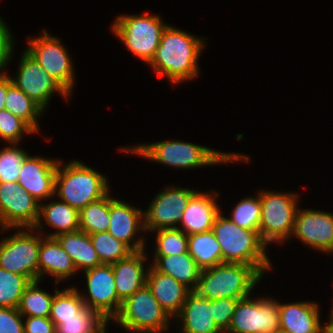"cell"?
<instances>
[{"instance_id":"obj_1","label":"cell","mask_w":333,"mask_h":333,"mask_svg":"<svg viewBox=\"0 0 333 333\" xmlns=\"http://www.w3.org/2000/svg\"><path fill=\"white\" fill-rule=\"evenodd\" d=\"M205 39L167 25L149 65L159 77L164 75L173 84L195 79L199 73L197 59L201 55Z\"/></svg>"},{"instance_id":"obj_2","label":"cell","mask_w":333,"mask_h":333,"mask_svg":"<svg viewBox=\"0 0 333 333\" xmlns=\"http://www.w3.org/2000/svg\"><path fill=\"white\" fill-rule=\"evenodd\" d=\"M120 150L139 154L141 157L174 168L191 169L235 161L249 162V157L237 153H222L209 147L179 140L161 141L150 144H138Z\"/></svg>"},{"instance_id":"obj_3","label":"cell","mask_w":333,"mask_h":333,"mask_svg":"<svg viewBox=\"0 0 333 333\" xmlns=\"http://www.w3.org/2000/svg\"><path fill=\"white\" fill-rule=\"evenodd\" d=\"M220 212L212 226L222 249L223 263H245L255 267L262 275L272 268L266 254L267 244L258 231L244 229Z\"/></svg>"},{"instance_id":"obj_4","label":"cell","mask_w":333,"mask_h":333,"mask_svg":"<svg viewBox=\"0 0 333 333\" xmlns=\"http://www.w3.org/2000/svg\"><path fill=\"white\" fill-rule=\"evenodd\" d=\"M59 160L55 178V194L61 201L80 212L91 202L106 196L109 191L107 178L80 161H71L61 167ZM62 168V169H61Z\"/></svg>"},{"instance_id":"obj_5","label":"cell","mask_w":333,"mask_h":333,"mask_svg":"<svg viewBox=\"0 0 333 333\" xmlns=\"http://www.w3.org/2000/svg\"><path fill=\"white\" fill-rule=\"evenodd\" d=\"M263 275L245 263H221L201 270L196 292L209 300L248 297Z\"/></svg>"},{"instance_id":"obj_6","label":"cell","mask_w":333,"mask_h":333,"mask_svg":"<svg viewBox=\"0 0 333 333\" xmlns=\"http://www.w3.org/2000/svg\"><path fill=\"white\" fill-rule=\"evenodd\" d=\"M166 26L159 16L146 13L119 15L111 28L127 49L149 64L156 54Z\"/></svg>"},{"instance_id":"obj_7","label":"cell","mask_w":333,"mask_h":333,"mask_svg":"<svg viewBox=\"0 0 333 333\" xmlns=\"http://www.w3.org/2000/svg\"><path fill=\"white\" fill-rule=\"evenodd\" d=\"M261 216L259 234L261 239L271 242L286 241L292 236L299 208L298 194L261 191ZM290 235V236H289Z\"/></svg>"},{"instance_id":"obj_8","label":"cell","mask_w":333,"mask_h":333,"mask_svg":"<svg viewBox=\"0 0 333 333\" xmlns=\"http://www.w3.org/2000/svg\"><path fill=\"white\" fill-rule=\"evenodd\" d=\"M169 314L154 298L146 284L122 302L121 309L113 319L122 328L138 333H160L169 327Z\"/></svg>"},{"instance_id":"obj_9","label":"cell","mask_w":333,"mask_h":333,"mask_svg":"<svg viewBox=\"0 0 333 333\" xmlns=\"http://www.w3.org/2000/svg\"><path fill=\"white\" fill-rule=\"evenodd\" d=\"M20 229L0 242V268L23 275L30 282L36 281L41 236L32 235L30 227L27 231L24 227Z\"/></svg>"},{"instance_id":"obj_10","label":"cell","mask_w":333,"mask_h":333,"mask_svg":"<svg viewBox=\"0 0 333 333\" xmlns=\"http://www.w3.org/2000/svg\"><path fill=\"white\" fill-rule=\"evenodd\" d=\"M279 302L271 298L239 299L228 333H275L280 329Z\"/></svg>"},{"instance_id":"obj_11","label":"cell","mask_w":333,"mask_h":333,"mask_svg":"<svg viewBox=\"0 0 333 333\" xmlns=\"http://www.w3.org/2000/svg\"><path fill=\"white\" fill-rule=\"evenodd\" d=\"M27 42L29 45L25 51L71 94L75 83L74 68L59 38L52 37L44 31L42 36L34 37Z\"/></svg>"},{"instance_id":"obj_12","label":"cell","mask_w":333,"mask_h":333,"mask_svg":"<svg viewBox=\"0 0 333 333\" xmlns=\"http://www.w3.org/2000/svg\"><path fill=\"white\" fill-rule=\"evenodd\" d=\"M40 203L17 182H0V228H33L39 218Z\"/></svg>"},{"instance_id":"obj_13","label":"cell","mask_w":333,"mask_h":333,"mask_svg":"<svg viewBox=\"0 0 333 333\" xmlns=\"http://www.w3.org/2000/svg\"><path fill=\"white\" fill-rule=\"evenodd\" d=\"M84 273L90 296L87 298L81 294L86 307L96 311L104 320L114 319L122 302L117 295L112 264H102Z\"/></svg>"},{"instance_id":"obj_14","label":"cell","mask_w":333,"mask_h":333,"mask_svg":"<svg viewBox=\"0 0 333 333\" xmlns=\"http://www.w3.org/2000/svg\"><path fill=\"white\" fill-rule=\"evenodd\" d=\"M196 192L192 189L170 186L157 194L147 211H144L145 232L177 228V224L182 220L183 211Z\"/></svg>"},{"instance_id":"obj_15","label":"cell","mask_w":333,"mask_h":333,"mask_svg":"<svg viewBox=\"0 0 333 333\" xmlns=\"http://www.w3.org/2000/svg\"><path fill=\"white\" fill-rule=\"evenodd\" d=\"M18 75L11 78L12 83L23 91L43 110L54 92L68 99L71 94L25 51L22 54Z\"/></svg>"},{"instance_id":"obj_16","label":"cell","mask_w":333,"mask_h":333,"mask_svg":"<svg viewBox=\"0 0 333 333\" xmlns=\"http://www.w3.org/2000/svg\"><path fill=\"white\" fill-rule=\"evenodd\" d=\"M293 236L313 249L333 252V214L317 210H299Z\"/></svg>"},{"instance_id":"obj_17","label":"cell","mask_w":333,"mask_h":333,"mask_svg":"<svg viewBox=\"0 0 333 333\" xmlns=\"http://www.w3.org/2000/svg\"><path fill=\"white\" fill-rule=\"evenodd\" d=\"M59 160L26 156L20 167L17 183L39 203L55 196V178Z\"/></svg>"},{"instance_id":"obj_18","label":"cell","mask_w":333,"mask_h":333,"mask_svg":"<svg viewBox=\"0 0 333 333\" xmlns=\"http://www.w3.org/2000/svg\"><path fill=\"white\" fill-rule=\"evenodd\" d=\"M109 218L108 232L112 236L125 243L133 252L145 249L143 237L132 241L138 231H145L144 211L111 196Z\"/></svg>"},{"instance_id":"obj_19","label":"cell","mask_w":333,"mask_h":333,"mask_svg":"<svg viewBox=\"0 0 333 333\" xmlns=\"http://www.w3.org/2000/svg\"><path fill=\"white\" fill-rule=\"evenodd\" d=\"M213 192L210 194L197 191L183 211L180 224L184 229L179 226L177 228L181 229L186 235L212 230L216 217L221 211L215 202L218 193Z\"/></svg>"},{"instance_id":"obj_20","label":"cell","mask_w":333,"mask_h":333,"mask_svg":"<svg viewBox=\"0 0 333 333\" xmlns=\"http://www.w3.org/2000/svg\"><path fill=\"white\" fill-rule=\"evenodd\" d=\"M212 315L213 300L190 291L176 317L182 322L181 333H221Z\"/></svg>"},{"instance_id":"obj_21","label":"cell","mask_w":333,"mask_h":333,"mask_svg":"<svg viewBox=\"0 0 333 333\" xmlns=\"http://www.w3.org/2000/svg\"><path fill=\"white\" fill-rule=\"evenodd\" d=\"M146 258L145 250L136 251L112 264L117 295L121 302L147 284L148 270H144L143 265Z\"/></svg>"},{"instance_id":"obj_22","label":"cell","mask_w":333,"mask_h":333,"mask_svg":"<svg viewBox=\"0 0 333 333\" xmlns=\"http://www.w3.org/2000/svg\"><path fill=\"white\" fill-rule=\"evenodd\" d=\"M314 302L279 303L280 329L290 333H326Z\"/></svg>"},{"instance_id":"obj_23","label":"cell","mask_w":333,"mask_h":333,"mask_svg":"<svg viewBox=\"0 0 333 333\" xmlns=\"http://www.w3.org/2000/svg\"><path fill=\"white\" fill-rule=\"evenodd\" d=\"M148 268L147 285L154 298L170 317L176 316L190 290L172 276L158 272L152 266Z\"/></svg>"},{"instance_id":"obj_24","label":"cell","mask_w":333,"mask_h":333,"mask_svg":"<svg viewBox=\"0 0 333 333\" xmlns=\"http://www.w3.org/2000/svg\"><path fill=\"white\" fill-rule=\"evenodd\" d=\"M77 272L70 255L61 247L55 237L41 236L38 255V280L46 273L54 276L55 282L65 280Z\"/></svg>"},{"instance_id":"obj_25","label":"cell","mask_w":333,"mask_h":333,"mask_svg":"<svg viewBox=\"0 0 333 333\" xmlns=\"http://www.w3.org/2000/svg\"><path fill=\"white\" fill-rule=\"evenodd\" d=\"M61 247L70 255L77 271L89 270L102 265L94 249L90 234L83 231L61 233L54 236Z\"/></svg>"},{"instance_id":"obj_26","label":"cell","mask_w":333,"mask_h":333,"mask_svg":"<svg viewBox=\"0 0 333 333\" xmlns=\"http://www.w3.org/2000/svg\"><path fill=\"white\" fill-rule=\"evenodd\" d=\"M150 265L156 271L172 276L190 291H195L198 286L201 269L189 253L155 256Z\"/></svg>"},{"instance_id":"obj_27","label":"cell","mask_w":333,"mask_h":333,"mask_svg":"<svg viewBox=\"0 0 333 333\" xmlns=\"http://www.w3.org/2000/svg\"><path fill=\"white\" fill-rule=\"evenodd\" d=\"M44 222L56 230L47 237H54L61 233L75 232L79 230V212L63 201H53L47 204L40 203L39 218L32 231L43 229Z\"/></svg>"},{"instance_id":"obj_28","label":"cell","mask_w":333,"mask_h":333,"mask_svg":"<svg viewBox=\"0 0 333 333\" xmlns=\"http://www.w3.org/2000/svg\"><path fill=\"white\" fill-rule=\"evenodd\" d=\"M188 253L201 270L223 263L222 249L212 230L188 235Z\"/></svg>"},{"instance_id":"obj_29","label":"cell","mask_w":333,"mask_h":333,"mask_svg":"<svg viewBox=\"0 0 333 333\" xmlns=\"http://www.w3.org/2000/svg\"><path fill=\"white\" fill-rule=\"evenodd\" d=\"M4 109L23 120L35 133L39 132L37 118L44 110L13 83L8 86Z\"/></svg>"},{"instance_id":"obj_30","label":"cell","mask_w":333,"mask_h":333,"mask_svg":"<svg viewBox=\"0 0 333 333\" xmlns=\"http://www.w3.org/2000/svg\"><path fill=\"white\" fill-rule=\"evenodd\" d=\"M110 194L91 202L79 212V230L88 234L107 232L110 222Z\"/></svg>"},{"instance_id":"obj_31","label":"cell","mask_w":333,"mask_h":333,"mask_svg":"<svg viewBox=\"0 0 333 333\" xmlns=\"http://www.w3.org/2000/svg\"><path fill=\"white\" fill-rule=\"evenodd\" d=\"M38 282L39 280L31 281L21 296L17 308L23 317H50L54 295L40 290Z\"/></svg>"},{"instance_id":"obj_32","label":"cell","mask_w":333,"mask_h":333,"mask_svg":"<svg viewBox=\"0 0 333 333\" xmlns=\"http://www.w3.org/2000/svg\"><path fill=\"white\" fill-rule=\"evenodd\" d=\"M80 293L81 292L75 287H69L61 291L56 289L51 303V313L49 318H77V314L81 313L86 308Z\"/></svg>"},{"instance_id":"obj_33","label":"cell","mask_w":333,"mask_h":333,"mask_svg":"<svg viewBox=\"0 0 333 333\" xmlns=\"http://www.w3.org/2000/svg\"><path fill=\"white\" fill-rule=\"evenodd\" d=\"M94 249L102 264H113L128 257L133 251L108 231L90 234Z\"/></svg>"},{"instance_id":"obj_34","label":"cell","mask_w":333,"mask_h":333,"mask_svg":"<svg viewBox=\"0 0 333 333\" xmlns=\"http://www.w3.org/2000/svg\"><path fill=\"white\" fill-rule=\"evenodd\" d=\"M29 283L25 276L0 268V307L17 308Z\"/></svg>"},{"instance_id":"obj_35","label":"cell","mask_w":333,"mask_h":333,"mask_svg":"<svg viewBox=\"0 0 333 333\" xmlns=\"http://www.w3.org/2000/svg\"><path fill=\"white\" fill-rule=\"evenodd\" d=\"M157 232L153 256L182 255L188 253V235L179 228H162Z\"/></svg>"},{"instance_id":"obj_36","label":"cell","mask_w":333,"mask_h":333,"mask_svg":"<svg viewBox=\"0 0 333 333\" xmlns=\"http://www.w3.org/2000/svg\"><path fill=\"white\" fill-rule=\"evenodd\" d=\"M56 333H92L105 320L96 312L86 307L77 318L51 319Z\"/></svg>"},{"instance_id":"obj_37","label":"cell","mask_w":333,"mask_h":333,"mask_svg":"<svg viewBox=\"0 0 333 333\" xmlns=\"http://www.w3.org/2000/svg\"><path fill=\"white\" fill-rule=\"evenodd\" d=\"M260 216L261 200L258 195L257 198L249 197L240 200L235 205L230 219L239 227L259 232Z\"/></svg>"},{"instance_id":"obj_38","label":"cell","mask_w":333,"mask_h":333,"mask_svg":"<svg viewBox=\"0 0 333 333\" xmlns=\"http://www.w3.org/2000/svg\"><path fill=\"white\" fill-rule=\"evenodd\" d=\"M14 146H6L0 150V182H17L20 167L28 155L25 150Z\"/></svg>"},{"instance_id":"obj_39","label":"cell","mask_w":333,"mask_h":333,"mask_svg":"<svg viewBox=\"0 0 333 333\" xmlns=\"http://www.w3.org/2000/svg\"><path fill=\"white\" fill-rule=\"evenodd\" d=\"M35 133L23 120L6 109L0 110V138L11 144L19 143L23 134Z\"/></svg>"},{"instance_id":"obj_40","label":"cell","mask_w":333,"mask_h":333,"mask_svg":"<svg viewBox=\"0 0 333 333\" xmlns=\"http://www.w3.org/2000/svg\"><path fill=\"white\" fill-rule=\"evenodd\" d=\"M239 299L237 298H221L213 300V319L217 327L225 333L231 323L235 307Z\"/></svg>"},{"instance_id":"obj_41","label":"cell","mask_w":333,"mask_h":333,"mask_svg":"<svg viewBox=\"0 0 333 333\" xmlns=\"http://www.w3.org/2000/svg\"><path fill=\"white\" fill-rule=\"evenodd\" d=\"M23 319L18 308L0 307V333H24Z\"/></svg>"},{"instance_id":"obj_42","label":"cell","mask_w":333,"mask_h":333,"mask_svg":"<svg viewBox=\"0 0 333 333\" xmlns=\"http://www.w3.org/2000/svg\"><path fill=\"white\" fill-rule=\"evenodd\" d=\"M3 19L0 18V77L7 75L2 73L13 53V38Z\"/></svg>"},{"instance_id":"obj_43","label":"cell","mask_w":333,"mask_h":333,"mask_svg":"<svg viewBox=\"0 0 333 333\" xmlns=\"http://www.w3.org/2000/svg\"><path fill=\"white\" fill-rule=\"evenodd\" d=\"M24 333H56V327L49 317L26 316Z\"/></svg>"},{"instance_id":"obj_44","label":"cell","mask_w":333,"mask_h":333,"mask_svg":"<svg viewBox=\"0 0 333 333\" xmlns=\"http://www.w3.org/2000/svg\"><path fill=\"white\" fill-rule=\"evenodd\" d=\"M12 83L11 77L4 75L0 77V110L5 108L8 86Z\"/></svg>"},{"instance_id":"obj_45","label":"cell","mask_w":333,"mask_h":333,"mask_svg":"<svg viewBox=\"0 0 333 333\" xmlns=\"http://www.w3.org/2000/svg\"><path fill=\"white\" fill-rule=\"evenodd\" d=\"M109 320H105L95 331L92 333H106V326L108 324Z\"/></svg>"},{"instance_id":"obj_46","label":"cell","mask_w":333,"mask_h":333,"mask_svg":"<svg viewBox=\"0 0 333 333\" xmlns=\"http://www.w3.org/2000/svg\"><path fill=\"white\" fill-rule=\"evenodd\" d=\"M326 333H333V314H330L329 322L326 324Z\"/></svg>"},{"instance_id":"obj_47","label":"cell","mask_w":333,"mask_h":333,"mask_svg":"<svg viewBox=\"0 0 333 333\" xmlns=\"http://www.w3.org/2000/svg\"><path fill=\"white\" fill-rule=\"evenodd\" d=\"M275 333H290V332H286V331H284L282 329H278Z\"/></svg>"},{"instance_id":"obj_48","label":"cell","mask_w":333,"mask_h":333,"mask_svg":"<svg viewBox=\"0 0 333 333\" xmlns=\"http://www.w3.org/2000/svg\"><path fill=\"white\" fill-rule=\"evenodd\" d=\"M331 309H332V310H331V313H330V314H333V305H332Z\"/></svg>"}]
</instances>
